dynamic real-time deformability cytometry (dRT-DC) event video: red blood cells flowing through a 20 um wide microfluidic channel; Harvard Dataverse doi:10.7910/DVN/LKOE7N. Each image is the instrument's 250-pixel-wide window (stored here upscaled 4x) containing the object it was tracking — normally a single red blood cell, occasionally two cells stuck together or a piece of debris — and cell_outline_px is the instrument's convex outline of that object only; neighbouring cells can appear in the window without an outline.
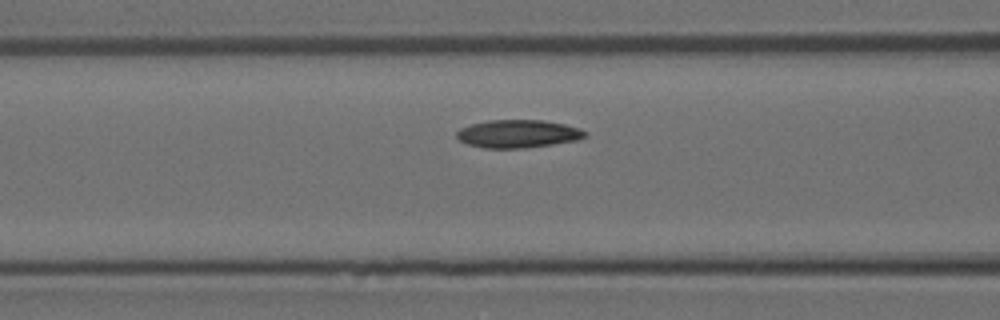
{"species": "Egyptian fruit bat (a non-hibernating species)", "species_latin": "Rousettus aegyptiacus", "temperature_condition": "room temperature", "stored_images_in_passage": 3, "camera_frame_rate_fps": 3000, "um_per_image_px": 0.085, "animal": {"sex": "female"}, "frame": {"image": 1, "passage_image": 3, "time_ms": 3.333, "image_size_px": [1000, 320], "cell_outline_px": [[588, 136], [576, 140], [552, 144], [524, 148], [484, 148], [468, 144], [460, 140], [456, 136], [456, 132], [460, 128], [472, 124], [488, 120], [544, 120], [564, 124], [580, 128]], "centroid_in_image_um": [44.02, 11.37], "position_along_channel_um": 122.6, "area_um2": 20.81}}